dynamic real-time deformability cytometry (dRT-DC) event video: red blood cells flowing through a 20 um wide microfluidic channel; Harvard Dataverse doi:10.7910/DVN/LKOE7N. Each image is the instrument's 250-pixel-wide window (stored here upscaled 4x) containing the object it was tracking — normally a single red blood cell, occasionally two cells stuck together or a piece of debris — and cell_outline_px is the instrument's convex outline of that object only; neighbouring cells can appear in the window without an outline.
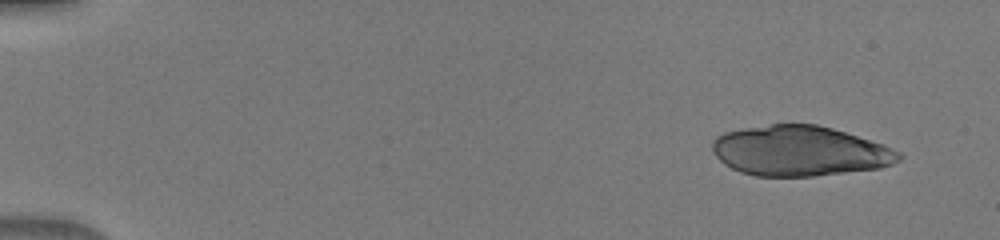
{"species": "human", "species_latin": "Homo sapiens", "temperature_condition": "warm", "stored_images_in_passage": 46, "camera_frame_rate_fps": 3000, "um_per_image_px": 0.085, "donor": {"sex": "male"}, "frame": {"image": 1, "passage_image": 1, "time_ms": 0.0, "image_size_px": [1000, 240], "cell_outline_px": [[904, 156], [900, 160], [892, 164], [880, 168], [812, 176], [756, 176], [740, 172], [724, 164], [716, 156], [712, 148], [712, 140], [716, 136], [724, 132], [744, 128], [772, 124], [816, 124], [832, 128], [884, 144], [900, 152]], "centroid_in_image_um": [67.98, 12.83], "position_along_channel_um": 17.0, "area_um2": 54.56}}
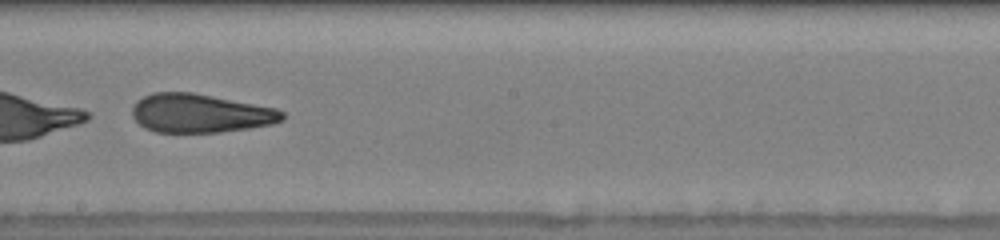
{"frame": {"image": 2, "passage_image": 27, "time_ms": 8.667, "image_size_px": [1000, 240], "cell_outline_px": [[284, 120], [272, 124], [248, 128], [220, 132], [156, 132], [144, 128], [132, 116], [132, 104], [136, 100], [152, 92], [192, 92], [276, 108], [284, 112]], "centroid_in_image_um": [16.99, 9.62], "position_along_channel_um": 231.2, "area_um2": 33.93}}